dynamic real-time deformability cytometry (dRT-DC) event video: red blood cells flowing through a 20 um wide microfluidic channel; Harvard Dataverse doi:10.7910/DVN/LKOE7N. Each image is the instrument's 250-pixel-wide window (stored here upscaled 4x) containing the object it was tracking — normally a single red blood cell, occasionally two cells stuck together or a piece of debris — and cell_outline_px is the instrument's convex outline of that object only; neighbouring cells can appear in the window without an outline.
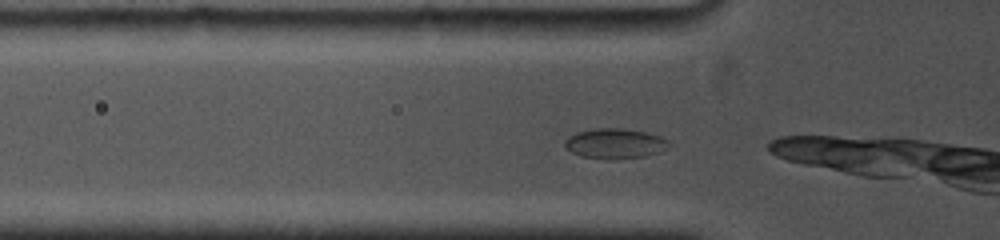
{"species": "common noctule bat (a hibernating species)", "species_latin": "Nyctalus noctula", "temperature_condition": "cold", "stored_images_in_passage": 10, "camera_frame_rate_fps": 5000, "um_per_image_px": 0.085, "animal": {"sex": "female", "body_mass_g": 19.0, "forearm_length_mm": 53.3}, "frame": {"image": 1, "passage_image": 2, "time_ms": 0.4, "image_size_px": [1000, 240], "cell_outline_px": [[668, 144], [660, 152], [648, 156], [580, 156], [564, 148], [564, 140], [568, 136], [576, 132], [596, 128], [624, 128], [644, 132], [660, 136], [668, 140]], "centroid_in_image_um": [52.22, 12.14], "position_along_channel_um": 73.6, "area_um2": 17.46}}
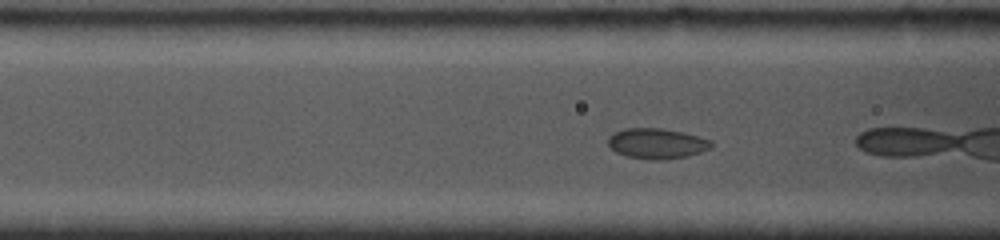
{"frame": {"image": 2, "passage_image": 5, "time_ms": 1.4, "image_size_px": [1000, 240], "cell_outline_px": [[712, 148], [688, 156], [656, 160], [648, 160], [628, 156], [616, 152], [608, 144], [608, 136], [624, 128], [660, 128], [680, 132], [712, 140]], "centroid_in_image_um": [55.82, 12.2], "position_along_channel_um": 110.8, "area_um2": 18.09}}